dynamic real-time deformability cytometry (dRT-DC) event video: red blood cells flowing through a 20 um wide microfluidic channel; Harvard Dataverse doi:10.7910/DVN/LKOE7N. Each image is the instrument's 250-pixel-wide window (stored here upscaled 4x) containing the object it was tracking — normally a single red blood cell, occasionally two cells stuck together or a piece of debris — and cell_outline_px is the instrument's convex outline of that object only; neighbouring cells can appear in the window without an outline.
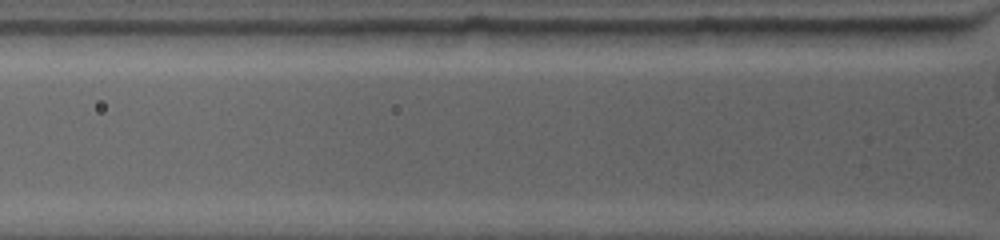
{"species": "common noctule bat (a hibernating species)", "species_latin": "Nyctalus noctula", "temperature_condition": "warm", "stored_images_in_passage": 2, "camera_frame_rate_fps": 4500, "um_per_image_px": 0.085, "animal": {"sex": "female", "body_mass_g": 19.0, "forearm_length_mm": 53.3}, "frame": {"image": 1, "passage_image": 2, "time_ms": 0.222, "image_size_px": [1000, 240], "cell_outline_px": [[832, 28], [812, 44], [776, 48], [672, 44], [664, 32], [696, 28]], "centroid_in_image_um": [63.51, 3.14], "position_along_channel_um": 62.3, "area_um2": 19.48}}